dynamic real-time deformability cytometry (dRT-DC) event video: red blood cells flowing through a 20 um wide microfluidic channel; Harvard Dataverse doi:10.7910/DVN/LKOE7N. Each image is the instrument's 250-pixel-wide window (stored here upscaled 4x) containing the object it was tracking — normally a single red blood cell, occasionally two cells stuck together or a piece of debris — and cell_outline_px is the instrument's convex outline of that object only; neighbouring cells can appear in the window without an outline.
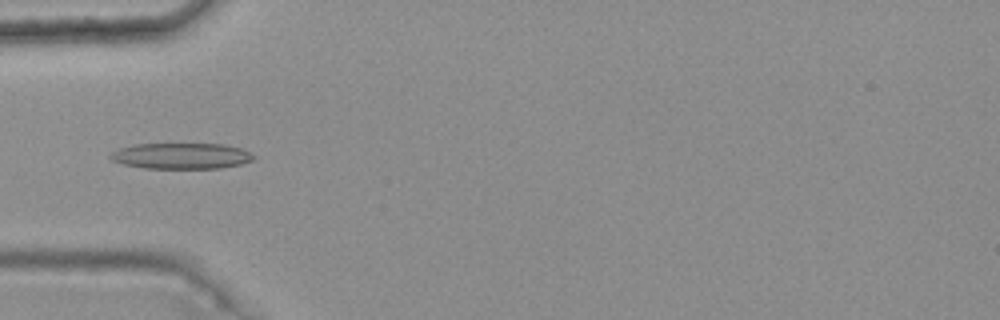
{"species": "common noctule bat (a hibernating species)", "species_latin": "Nyctalus noctula", "temperature_condition": "warm", "stored_images_in_passage": 4, "camera_frame_rate_fps": 3000, "um_per_image_px": 0.085, "animal": {"sex": "female", "body_mass_g": 25.1}, "frame": {"image": 1, "passage_image": 4, "time_ms": 1.0, "image_size_px": [1000, 320], "cell_outline_px": [[256, 156], [252, 160], [240, 164], [220, 168], [144, 168], [124, 164], [112, 160], [108, 156], [112, 152], [120, 148], [136, 144], [224, 144], [240, 148]], "centroid_in_image_um": [15.4, 13.25], "position_along_channel_um": 69.6, "area_um2": 21.44}}